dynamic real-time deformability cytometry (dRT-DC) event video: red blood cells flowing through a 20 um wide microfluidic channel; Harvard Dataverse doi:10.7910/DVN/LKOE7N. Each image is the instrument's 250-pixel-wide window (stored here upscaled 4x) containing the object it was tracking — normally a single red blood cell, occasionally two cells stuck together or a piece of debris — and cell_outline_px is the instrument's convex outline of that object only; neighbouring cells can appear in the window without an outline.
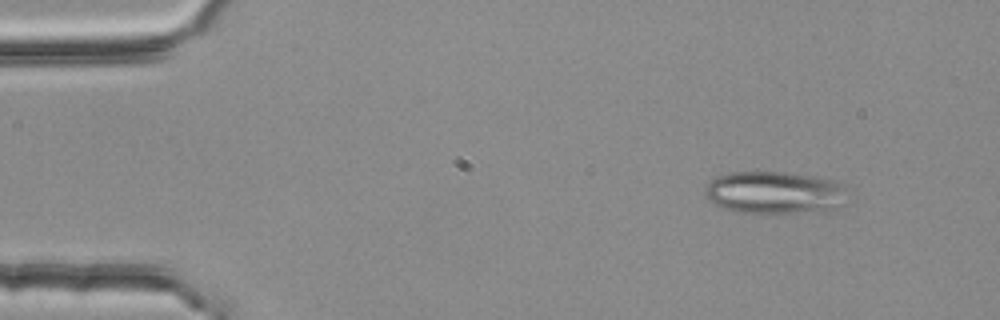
{"species": "common noctule bat (a hibernating species)", "species_latin": "Nyctalus noctula", "temperature_condition": "room temperature", "stored_images_in_passage": 50, "segment_of_instrument_passage": [1, 2], "camera_frame_rate_fps": 3000, "um_per_image_px": 0.085, "animal": {"sex": "female", "body_mass_g": 25.1}, "frame": {"image": 1, "passage_image": 2, "time_ms": 0.333, "image_size_px": [1000, 320], "cell_outline_px": [[848, 184], [844, 204], [832, 208], [796, 212], [740, 212], [724, 208], [708, 200], [704, 192], [704, 188], [716, 176], [728, 172], [784, 172], [812, 176], [832, 180]], "centroid_in_image_um": [65.84, 16.34], "position_along_channel_um": 19.2, "area_um2": 34.97}}